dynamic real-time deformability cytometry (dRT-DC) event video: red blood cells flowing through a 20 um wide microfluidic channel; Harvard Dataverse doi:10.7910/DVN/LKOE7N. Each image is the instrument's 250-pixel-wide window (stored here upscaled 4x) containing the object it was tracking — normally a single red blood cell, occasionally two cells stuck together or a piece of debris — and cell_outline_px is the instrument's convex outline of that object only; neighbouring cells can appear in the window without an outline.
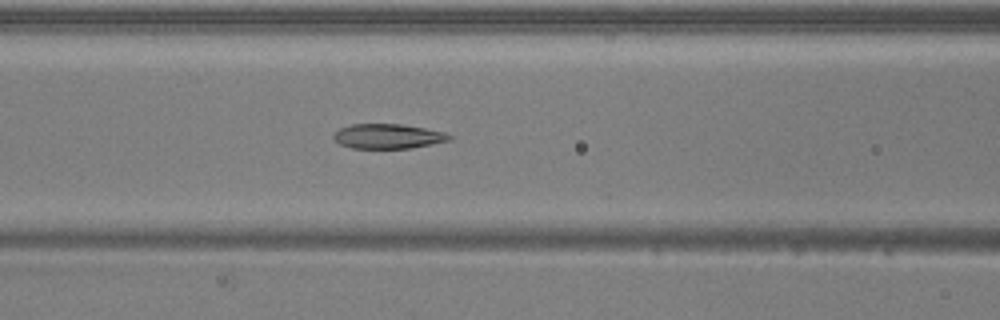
{"species": "common noctule bat (a hibernating species)", "species_latin": "Nyctalus noctula", "temperature_condition": "warm", "stored_images_in_passage": 27, "camera_frame_rate_fps": 3000, "um_per_image_px": 0.085, "animal": {"sex": "male", "body_mass_g": 20.5, "forearm_length_mm": 52.5}, "frame": {"image": 1, "passage_image": 22, "time_ms": 7.0, "image_size_px": [1000, 320], "cell_outline_px": [[452, 140], [412, 148], [352, 148], [340, 144], [332, 136], [340, 128], [352, 124], [400, 124], [424, 128], [444, 132], [452, 136]], "centroid_in_image_um": [33.0, 11.58], "position_along_channel_um": 133.6, "area_um2": 16.59}}
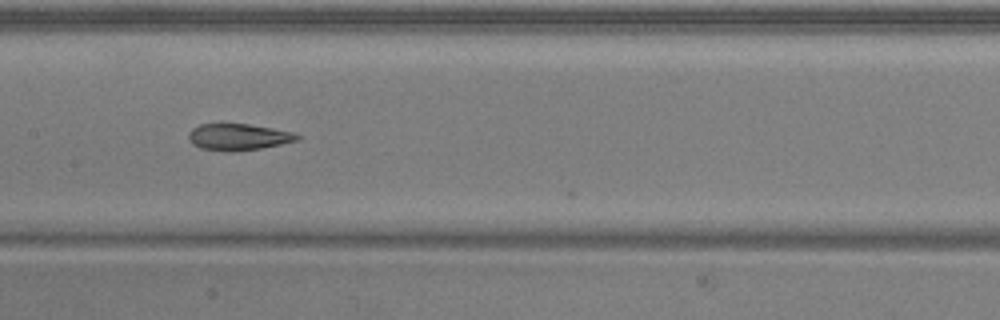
{"frame": {"image": 2, "passage_image": 26, "time_ms": 8.333, "image_size_px": [1000, 320], "cell_outline_px": [[300, 140], [260, 148], [232, 152], [224, 152], [200, 148], [192, 144], [188, 136], [188, 132], [192, 128], [200, 124], [248, 124], [272, 128], [292, 132], [300, 136]], "centroid_in_image_um": [20.23, 11.65], "position_along_channel_um": 187.2, "area_um2": 16.82}}